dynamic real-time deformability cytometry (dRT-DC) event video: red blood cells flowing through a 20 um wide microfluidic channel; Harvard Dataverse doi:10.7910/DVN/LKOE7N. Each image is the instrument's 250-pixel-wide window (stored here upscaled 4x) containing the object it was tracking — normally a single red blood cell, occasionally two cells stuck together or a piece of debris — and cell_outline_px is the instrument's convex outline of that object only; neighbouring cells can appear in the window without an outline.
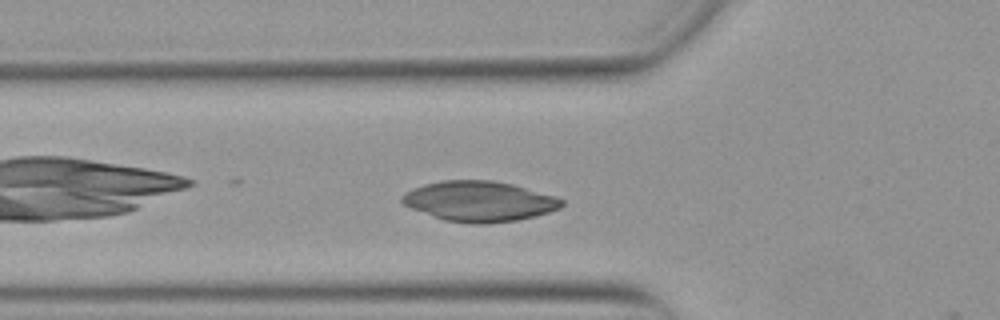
{"species": "Egyptian fruit bat (a non-hibernating species)", "species_latin": "Rousettus aegyptiacus", "temperature_condition": "warm", "stored_images_in_passage": 20, "camera_frame_rate_fps": 3000, "um_per_image_px": 0.085, "animal": {"sex": "female"}, "frame": {"image": 1, "passage_image": 7, "time_ms": 2.0, "image_size_px": [1000, 320], "cell_outline_px": [[564, 204], [560, 208], [536, 216], [516, 220], [488, 224], [472, 224], [444, 220], [412, 208], [404, 204], [400, 200], [400, 196], [404, 192], [424, 184], [440, 180], [492, 180], [512, 184], [556, 196], [564, 200]], "centroid_in_image_um": [40.74, 17.11], "position_along_channel_um": 85.1, "area_um2": 37.57}}
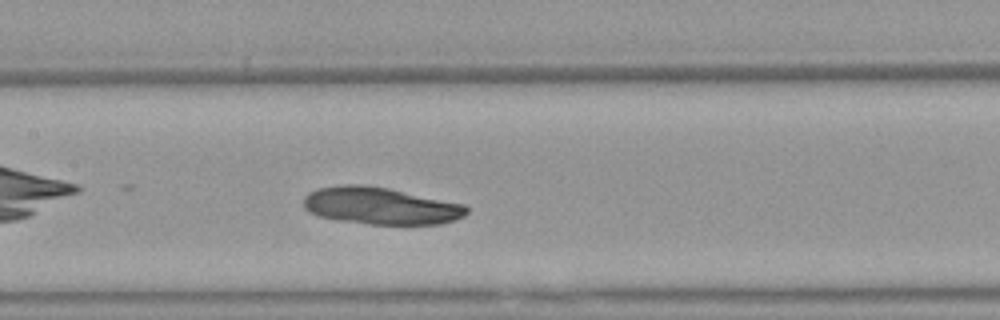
{"frame": {"image": 2, "passage_image": 14, "time_ms": 4.333, "image_size_px": [1000, 320], "cell_outline_px": [[468, 212], [464, 216], [440, 224], [368, 224], [336, 220], [320, 216], [304, 208], [304, 196], [308, 192], [316, 188], [340, 184], [364, 184], [388, 188], [464, 204], [468, 208]], "centroid_in_image_um": [32.31, 17.48], "position_along_channel_um": 175.1, "area_um2": 35.32}}
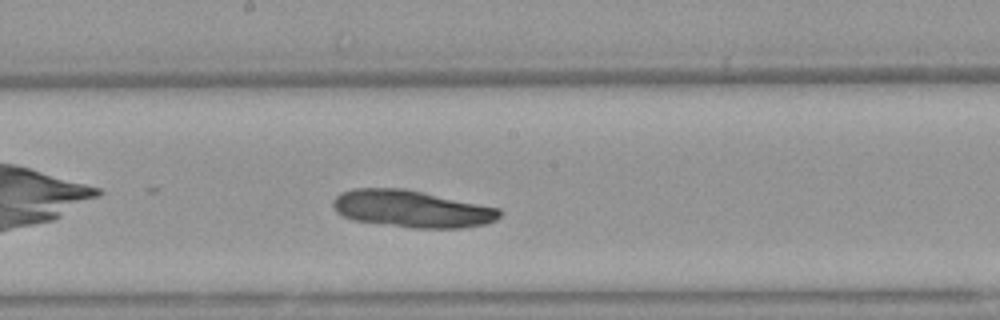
{"frame": {"image": 3, "passage_image": 17, "time_ms": 5.333, "image_size_px": [1000, 320], "cell_outline_px": [[500, 216], [496, 220], [484, 224], [460, 228], [412, 228], [352, 220], [336, 212], [332, 204], [332, 200], [340, 192], [352, 188], [404, 188], [424, 192], [500, 208]], "centroid_in_image_um": [34.97, 17.75], "position_along_channel_um": 213.2, "area_um2": 36.18}}